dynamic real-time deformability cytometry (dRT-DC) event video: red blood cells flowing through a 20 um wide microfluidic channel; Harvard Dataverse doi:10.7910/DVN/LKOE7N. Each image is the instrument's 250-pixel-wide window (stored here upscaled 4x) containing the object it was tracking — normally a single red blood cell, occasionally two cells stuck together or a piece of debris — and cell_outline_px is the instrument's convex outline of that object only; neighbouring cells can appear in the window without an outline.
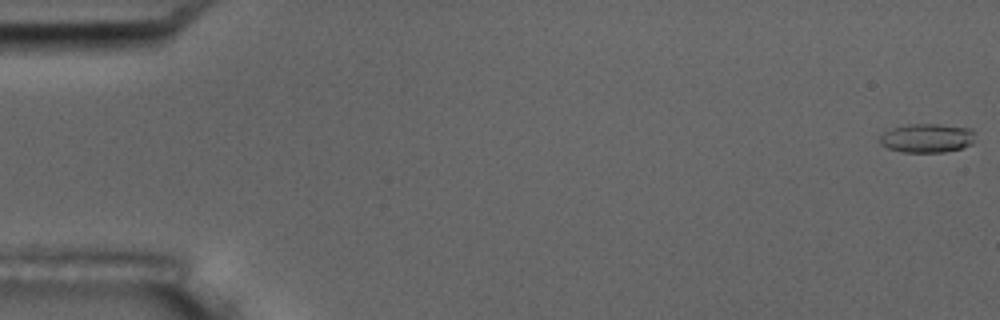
{"species": "common noctule bat (a hibernating species)", "species_latin": "Nyctalus noctula", "temperature_condition": "room temperature", "stored_images_in_passage": 10, "camera_frame_rate_fps": 3000, "um_per_image_px": 0.085, "animal": {"sex": "male", "body_mass_g": 17.5, "forearm_length_mm": 52.3}, "frame": {"image": 1, "passage_image": 1, "time_ms": 0.0, "image_size_px": [1000, 320], "cell_outline_px": [[972, 144], [960, 148], [944, 152], [900, 152], [888, 148], [880, 144], [880, 136], [884, 132], [892, 128], [908, 124], [940, 124], [972, 128]], "centroid_in_image_um": [78.76, 11.73], "position_along_channel_um": 6.2, "area_um2": 16.01}}
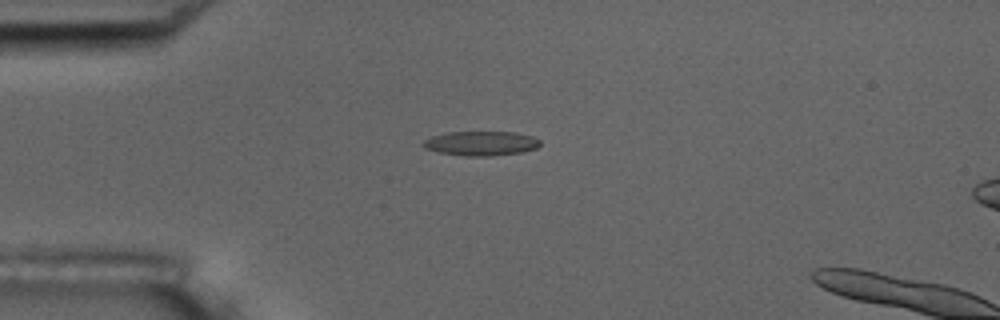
{"frame": {"image": 2, "passage_image": 4, "time_ms": 4.667, "image_size_px": [1000, 320], "cell_outline_px": [[540, 144], [536, 148], [520, 152], [492, 156], [464, 156], [440, 152], [424, 148], [420, 144], [424, 140], [432, 136], [444, 132], [516, 132], [532, 136], [540, 140]], "centroid_in_image_um": [40.86, 12.18], "position_along_channel_um": 44.1, "area_um2": 16.7}}
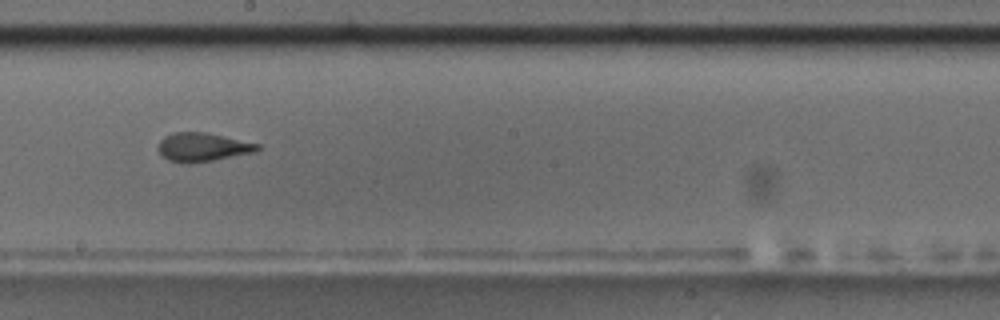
{"frame": {"image": 3, "passage_image": 9, "time_ms": 10.333, "image_size_px": [1000, 320], "cell_outline_px": [[260, 148], [256, 152], [212, 160], [188, 164], [168, 160], [156, 148], [156, 144], [164, 136], [172, 132], [204, 132], [260, 144]], "centroid_in_image_um": [17.18, 12.5], "position_along_channel_um": 231.0, "area_um2": 16.59}}